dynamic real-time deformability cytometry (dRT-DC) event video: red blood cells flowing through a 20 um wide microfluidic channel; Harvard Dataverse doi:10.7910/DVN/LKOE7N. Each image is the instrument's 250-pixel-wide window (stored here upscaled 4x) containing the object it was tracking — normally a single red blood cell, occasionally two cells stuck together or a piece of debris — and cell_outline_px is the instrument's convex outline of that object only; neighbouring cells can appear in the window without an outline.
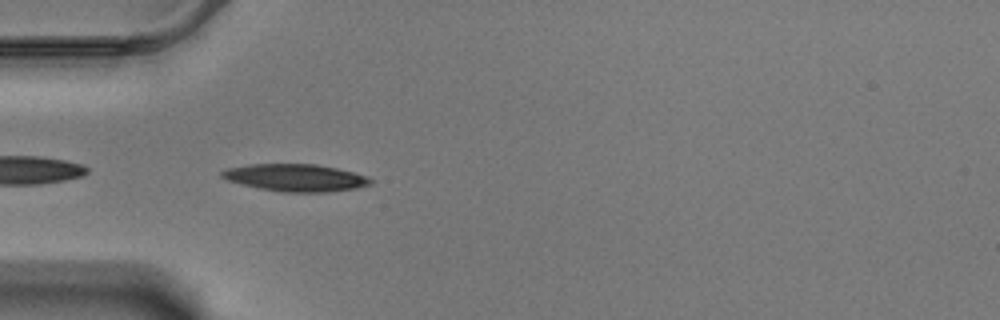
{"species": "Egyptian fruit bat (a non-hibernating species)", "species_latin": "Rousettus aegyptiacus", "temperature_condition": "warm", "stored_images_in_passage": 41, "camera_frame_rate_fps": 3000, "um_per_image_px": 0.085, "animal": {"sex": "male"}, "frame": {"image": 1, "passage_image": 1, "time_ms": 0.0, "image_size_px": [1000, 320], "cell_outline_px": [[372, 184], [356, 188], [328, 192], [284, 192], [260, 188], [228, 180], [220, 176], [220, 172], [228, 168], [248, 164], [316, 164], [336, 168], [368, 176], [372, 180]], "centroid_in_image_um": [25.14, 15.1], "position_along_channel_um": 59.9, "area_um2": 23.47}}
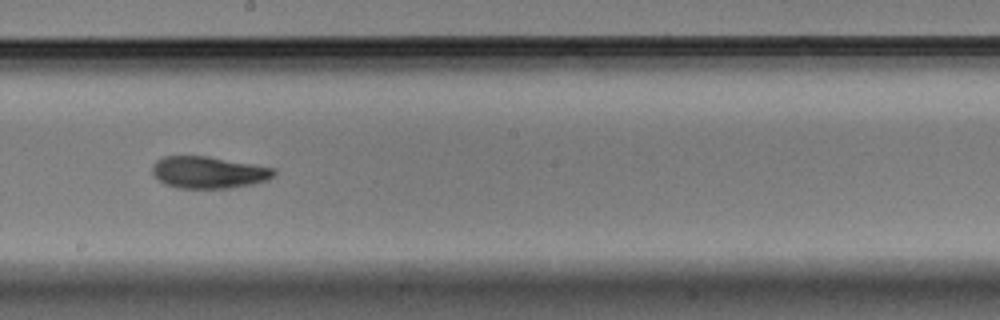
{"frame": {"image": 2, "passage_image": 16, "time_ms": 5.0, "image_size_px": [1000, 320], "cell_outline_px": [[276, 172], [268, 180], [252, 184], [232, 188], [176, 188], [164, 184], [152, 172], [152, 164], [156, 160], [164, 156], [208, 156], [252, 164], [272, 168]], "centroid_in_image_um": [17.69, 14.65], "position_along_channel_um": 230.5, "area_um2": 22.54}}
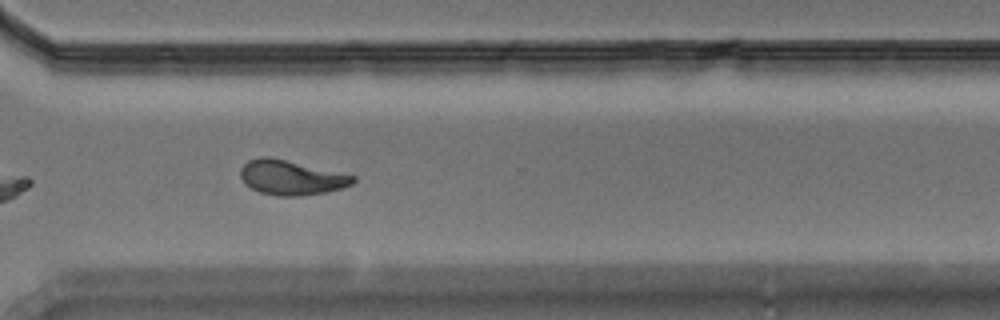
{"frame": {"image": 3, "passage_image": 26, "time_ms": 8.333, "image_size_px": [1000, 320], "cell_outline_px": [[356, 180], [352, 184], [344, 188], [328, 192], [300, 196], [276, 196], [260, 192], [244, 184], [240, 176], [240, 168], [248, 160], [260, 156], [268, 156], [356, 176]], "centroid_in_image_um": [24.74, 15.1], "position_along_channel_um": 345.9, "area_um2": 22.83}, "authors_computed_cell_mechanics": {"area_um2": 22.6576, "velocity_mm_per_s": 3.471, "shape_relaxation_time_tau1_ms": 7.89, "shape_relaxation_time_tau2_ms": 4.4327, "deformation_change_tau1": 0.2079, "deformation_change_tau2": 0.1089}}